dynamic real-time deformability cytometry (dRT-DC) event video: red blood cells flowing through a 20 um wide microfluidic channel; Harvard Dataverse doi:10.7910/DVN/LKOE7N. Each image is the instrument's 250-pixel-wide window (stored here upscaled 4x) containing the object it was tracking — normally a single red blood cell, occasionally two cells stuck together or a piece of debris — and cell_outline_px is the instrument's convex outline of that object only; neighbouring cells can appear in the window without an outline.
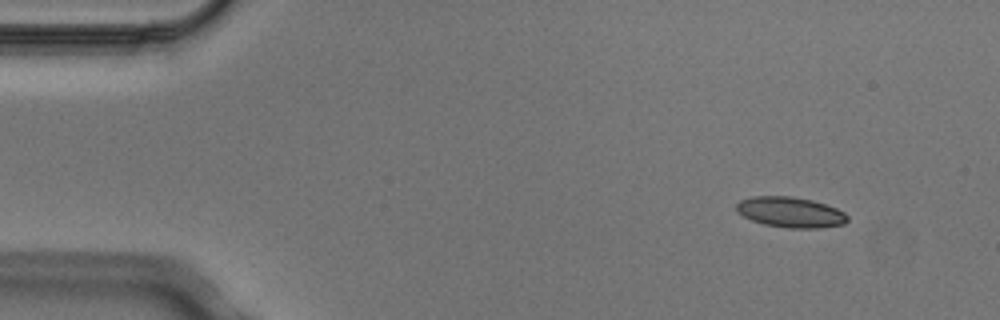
{"species": "Egyptian fruit bat (a non-hibernating species)", "species_latin": "Rousettus aegyptiacus", "temperature_condition": "cold", "stored_images_in_passage": 5, "camera_frame_rate_fps": 3000, "um_per_image_px": 0.085, "animal": {"sex": "male"}, "frame": {"image": 1, "passage_image": 1, "time_ms": 0.0, "image_size_px": [1000, 320], "cell_outline_px": [[848, 220], [844, 224], [820, 228], [788, 228], [764, 224], [752, 220], [736, 212], [736, 204], [740, 200], [752, 196], [792, 196], [812, 200], [836, 208], [844, 212], [848, 216]], "centroid_in_image_um": [67.18, 18.03], "position_along_channel_um": 17.8, "area_um2": 19.77}}
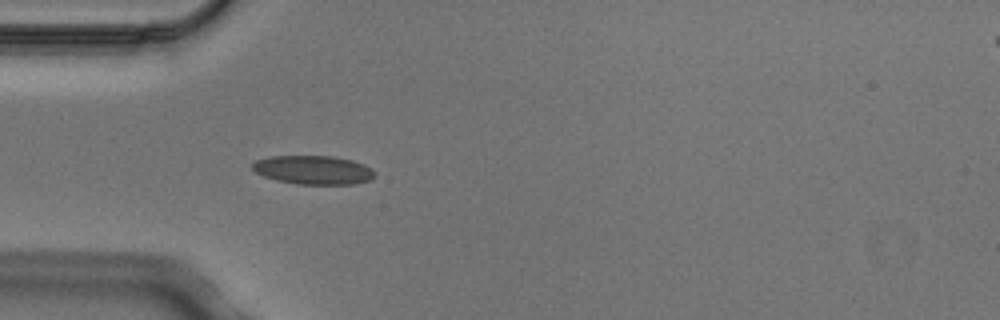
{"frame": {"image": 2, "passage_image": 4, "time_ms": 1.0, "image_size_px": [1000, 320], "cell_outline_px": [[376, 172], [372, 180], [356, 184], [296, 184], [264, 176], [256, 172], [252, 168], [252, 164], [256, 160], [272, 156], [332, 156], [352, 160], [364, 164], [372, 168]], "centroid_in_image_um": [26.69, 14.44], "position_along_channel_um": 58.3, "area_um2": 20.52}}